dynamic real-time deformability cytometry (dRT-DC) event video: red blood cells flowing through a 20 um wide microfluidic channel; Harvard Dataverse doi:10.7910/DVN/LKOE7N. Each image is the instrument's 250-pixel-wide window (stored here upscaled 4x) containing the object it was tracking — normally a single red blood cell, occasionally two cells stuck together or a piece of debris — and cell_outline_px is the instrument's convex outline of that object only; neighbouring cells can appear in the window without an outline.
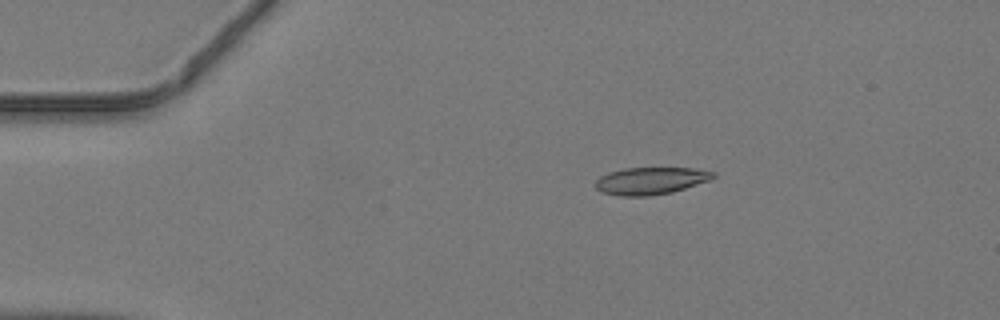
{"species": "common noctule bat (a hibernating species)", "species_latin": "Nyctalus noctula", "temperature_condition": "warm", "stored_images_in_passage": 39, "camera_frame_rate_fps": 3000, "um_per_image_px": 0.085, "animal": {"sex": "male", "body_mass_g": 19.2, "forearm_length_mm": 51.8}, "frame": {"image": 1, "passage_image": 1, "time_ms": 0.0, "image_size_px": [1000, 320], "cell_outline_px": [[716, 176], [712, 180], [672, 192], [648, 196], [620, 196], [600, 192], [596, 188], [596, 180], [600, 176], [608, 172], [624, 168], [696, 168], [716, 172]], "centroid_in_image_um": [55.33, 15.36], "position_along_channel_um": 29.7, "area_um2": 18.9}}
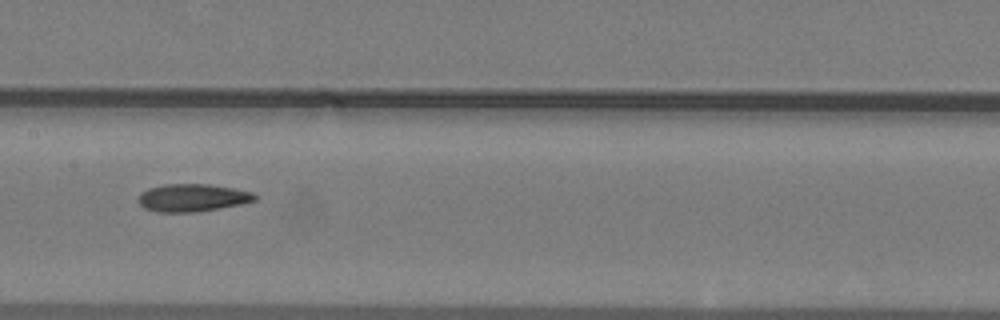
{"frame": {"image": 2, "passage_image": 16, "time_ms": 5.0, "image_size_px": [1000, 320], "cell_outline_px": [[256, 200], [240, 204], [220, 208], [196, 212], [156, 212], [144, 208], [136, 200], [140, 192], [148, 188], [164, 184], [208, 184], [232, 188], [252, 192], [256, 196]], "centroid_in_image_um": [16.29, 16.81], "position_along_channel_um": 191.1, "area_um2": 18.84}}
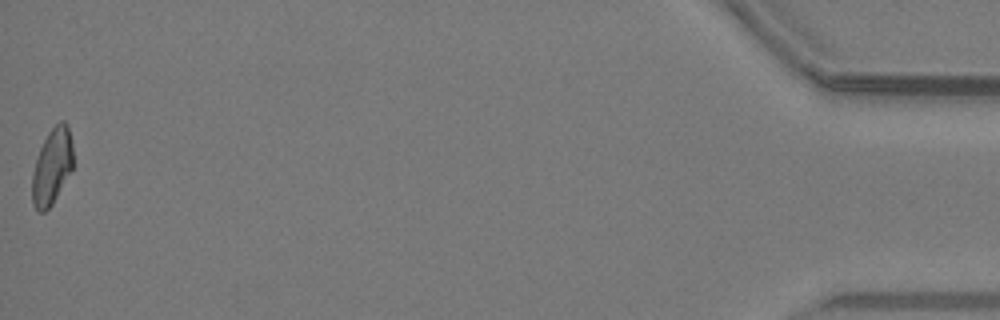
{"frame": {"image": 3, "passage_image": 39, "time_ms": 12.667, "image_size_px": [1000, 320], "cell_outline_px": [[72, 168], [52, 204], [44, 212], [40, 212], [32, 204], [32, 172], [40, 148], [48, 132], [60, 120], [64, 120], [68, 124], [72, 144]], "centroid_in_image_um": [4.41, 14.13], "position_along_channel_um": 430.8, "area_um2": 17.92}}